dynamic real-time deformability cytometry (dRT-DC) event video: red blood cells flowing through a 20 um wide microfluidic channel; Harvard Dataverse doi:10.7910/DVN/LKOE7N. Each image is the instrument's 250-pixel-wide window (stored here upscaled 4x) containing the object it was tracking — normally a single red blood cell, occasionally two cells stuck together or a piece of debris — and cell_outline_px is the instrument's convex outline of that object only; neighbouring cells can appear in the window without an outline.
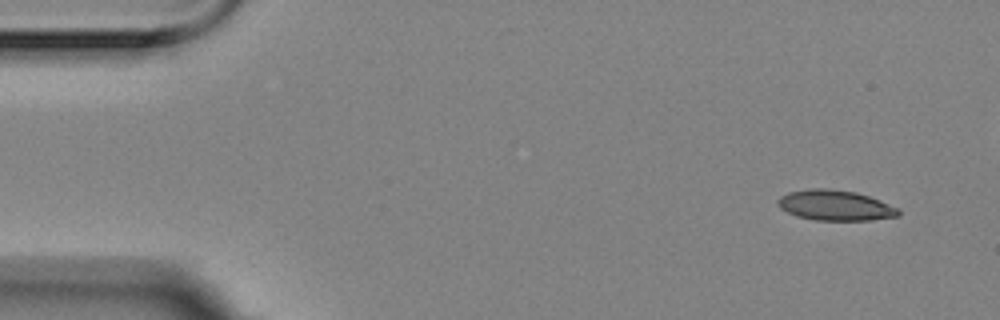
{"species": "Egyptian fruit bat (a non-hibernating species)", "species_latin": "Rousettus aegyptiacus", "temperature_condition": "room temperature", "stored_images_in_passage": 10, "camera_frame_rate_fps": 3000, "um_per_image_px": 0.085, "animal": {"sex": "female"}, "frame": {"image": 1, "passage_image": 1, "time_ms": 0.0, "image_size_px": [1000, 320], "cell_outline_px": [[900, 216], [872, 220], [816, 220], [796, 216], [780, 208], [776, 204], [776, 200], [780, 196], [788, 192], [812, 188], [828, 188], [856, 192], [868, 196], [900, 208]], "centroid_in_image_um": [70.99, 17.45], "position_along_channel_um": 14.0, "area_um2": 21.5}}
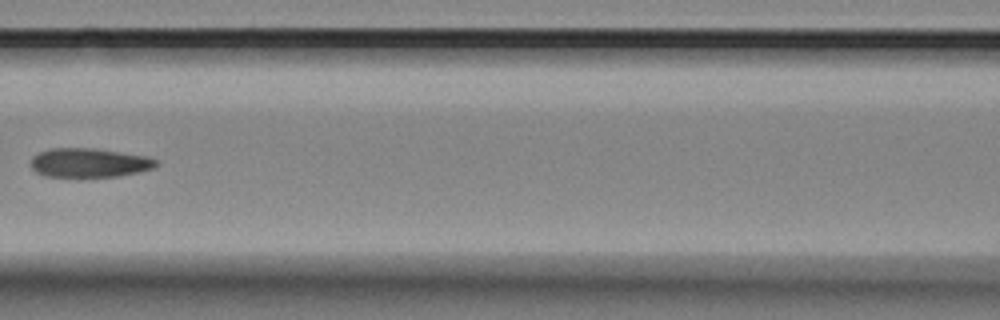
{"frame": {"image": 2, "passage_image": 7, "time_ms": 2.0, "image_size_px": [1000, 320], "cell_outline_px": [[160, 164], [156, 168], [140, 172], [120, 176], [44, 176], [36, 172], [32, 168], [32, 156], [40, 152], [52, 148], [96, 148], [148, 156], [156, 160]], "centroid_in_image_um": [7.65, 13.83], "position_along_channel_um": 158.9, "area_um2": 21.33}}
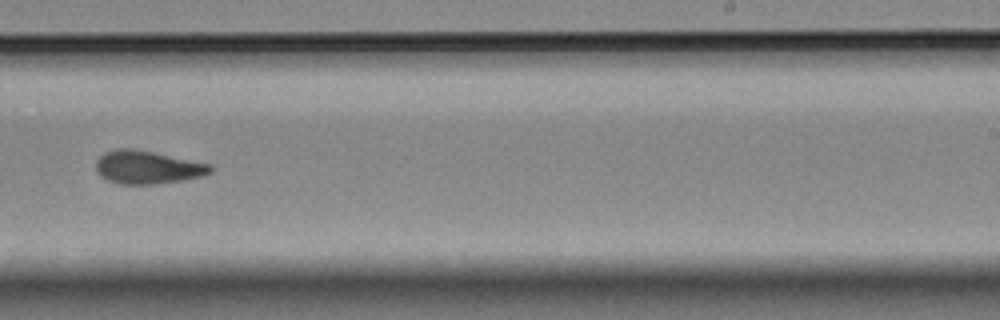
{"frame": {"image": 3, "passage_image": 10, "time_ms": 3.0, "image_size_px": [1000, 320], "cell_outline_px": [[212, 172], [204, 176], [184, 180], [152, 184], [120, 184], [108, 180], [100, 176], [96, 168], [96, 160], [104, 152], [116, 148], [132, 148], [212, 164]], "centroid_in_image_um": [12.54, 14.22], "position_along_channel_um": 276.5, "area_um2": 22.14}}